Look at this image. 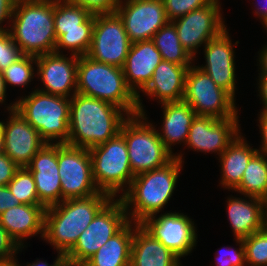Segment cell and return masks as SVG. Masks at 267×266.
<instances>
[{"instance_id": "22", "label": "cell", "mask_w": 267, "mask_h": 266, "mask_svg": "<svg viewBox=\"0 0 267 266\" xmlns=\"http://www.w3.org/2000/svg\"><path fill=\"white\" fill-rule=\"evenodd\" d=\"M162 60L152 40L131 43L122 69L127 85L137 95L139 114H147L140 99V92L151 81L155 68Z\"/></svg>"}, {"instance_id": "39", "label": "cell", "mask_w": 267, "mask_h": 266, "mask_svg": "<svg viewBox=\"0 0 267 266\" xmlns=\"http://www.w3.org/2000/svg\"><path fill=\"white\" fill-rule=\"evenodd\" d=\"M76 5L83 7L90 14L114 13L121 0H70Z\"/></svg>"}, {"instance_id": "28", "label": "cell", "mask_w": 267, "mask_h": 266, "mask_svg": "<svg viewBox=\"0 0 267 266\" xmlns=\"http://www.w3.org/2000/svg\"><path fill=\"white\" fill-rule=\"evenodd\" d=\"M240 132L219 156L221 167L220 185L232 192L240 185L245 168L252 156L258 151L252 148Z\"/></svg>"}, {"instance_id": "38", "label": "cell", "mask_w": 267, "mask_h": 266, "mask_svg": "<svg viewBox=\"0 0 267 266\" xmlns=\"http://www.w3.org/2000/svg\"><path fill=\"white\" fill-rule=\"evenodd\" d=\"M22 250V247L15 242L0 224V264L18 260L16 255Z\"/></svg>"}, {"instance_id": "6", "label": "cell", "mask_w": 267, "mask_h": 266, "mask_svg": "<svg viewBox=\"0 0 267 266\" xmlns=\"http://www.w3.org/2000/svg\"><path fill=\"white\" fill-rule=\"evenodd\" d=\"M18 99L15 110L39 132L46 143H68L70 98L34 89L29 95Z\"/></svg>"}, {"instance_id": "16", "label": "cell", "mask_w": 267, "mask_h": 266, "mask_svg": "<svg viewBox=\"0 0 267 266\" xmlns=\"http://www.w3.org/2000/svg\"><path fill=\"white\" fill-rule=\"evenodd\" d=\"M131 43L152 40L169 21L162 0H121L115 11Z\"/></svg>"}, {"instance_id": "41", "label": "cell", "mask_w": 267, "mask_h": 266, "mask_svg": "<svg viewBox=\"0 0 267 266\" xmlns=\"http://www.w3.org/2000/svg\"><path fill=\"white\" fill-rule=\"evenodd\" d=\"M15 2L16 0H0V33L9 30V28L3 26L2 23L8 19L7 24L10 25Z\"/></svg>"}, {"instance_id": "17", "label": "cell", "mask_w": 267, "mask_h": 266, "mask_svg": "<svg viewBox=\"0 0 267 266\" xmlns=\"http://www.w3.org/2000/svg\"><path fill=\"white\" fill-rule=\"evenodd\" d=\"M238 118L196 116L191 123L185 146L193 151L217 153L220 156L241 132Z\"/></svg>"}, {"instance_id": "47", "label": "cell", "mask_w": 267, "mask_h": 266, "mask_svg": "<svg viewBox=\"0 0 267 266\" xmlns=\"http://www.w3.org/2000/svg\"><path fill=\"white\" fill-rule=\"evenodd\" d=\"M263 3L264 4H261V5H260V3H257V5H255V8H254L255 12H253V13H255L254 15L258 16L257 18L260 19V22L262 25L265 22H267V0H263Z\"/></svg>"}, {"instance_id": "3", "label": "cell", "mask_w": 267, "mask_h": 266, "mask_svg": "<svg viewBox=\"0 0 267 266\" xmlns=\"http://www.w3.org/2000/svg\"><path fill=\"white\" fill-rule=\"evenodd\" d=\"M184 163L174 157L165 166L136 175L129 189L119 197L129 221L140 224L164 210L171 200Z\"/></svg>"}, {"instance_id": "24", "label": "cell", "mask_w": 267, "mask_h": 266, "mask_svg": "<svg viewBox=\"0 0 267 266\" xmlns=\"http://www.w3.org/2000/svg\"><path fill=\"white\" fill-rule=\"evenodd\" d=\"M192 65H179L162 60L155 68L148 85L142 90L146 96L165 102L183 100L188 68Z\"/></svg>"}, {"instance_id": "7", "label": "cell", "mask_w": 267, "mask_h": 266, "mask_svg": "<svg viewBox=\"0 0 267 266\" xmlns=\"http://www.w3.org/2000/svg\"><path fill=\"white\" fill-rule=\"evenodd\" d=\"M155 127L146 114L139 113L128 116L122 124L120 133L127 144L134 176L161 168L174 158L165 148Z\"/></svg>"}, {"instance_id": "13", "label": "cell", "mask_w": 267, "mask_h": 266, "mask_svg": "<svg viewBox=\"0 0 267 266\" xmlns=\"http://www.w3.org/2000/svg\"><path fill=\"white\" fill-rule=\"evenodd\" d=\"M221 5L220 0H212L205 7L172 21L182 46L194 59L199 47H204L227 28Z\"/></svg>"}, {"instance_id": "34", "label": "cell", "mask_w": 267, "mask_h": 266, "mask_svg": "<svg viewBox=\"0 0 267 266\" xmlns=\"http://www.w3.org/2000/svg\"><path fill=\"white\" fill-rule=\"evenodd\" d=\"M246 266H267V226L243 238Z\"/></svg>"}, {"instance_id": "26", "label": "cell", "mask_w": 267, "mask_h": 266, "mask_svg": "<svg viewBox=\"0 0 267 266\" xmlns=\"http://www.w3.org/2000/svg\"><path fill=\"white\" fill-rule=\"evenodd\" d=\"M180 258L140 224L134 228L130 266H178Z\"/></svg>"}, {"instance_id": "29", "label": "cell", "mask_w": 267, "mask_h": 266, "mask_svg": "<svg viewBox=\"0 0 267 266\" xmlns=\"http://www.w3.org/2000/svg\"><path fill=\"white\" fill-rule=\"evenodd\" d=\"M137 223L129 221L85 263V266H130L131 245Z\"/></svg>"}, {"instance_id": "21", "label": "cell", "mask_w": 267, "mask_h": 266, "mask_svg": "<svg viewBox=\"0 0 267 266\" xmlns=\"http://www.w3.org/2000/svg\"><path fill=\"white\" fill-rule=\"evenodd\" d=\"M26 167L34 178L38 199L46 208L62 202L58 143H45Z\"/></svg>"}, {"instance_id": "45", "label": "cell", "mask_w": 267, "mask_h": 266, "mask_svg": "<svg viewBox=\"0 0 267 266\" xmlns=\"http://www.w3.org/2000/svg\"><path fill=\"white\" fill-rule=\"evenodd\" d=\"M26 266H68V264L66 263L64 256L58 253L57 258H55V261L51 265L47 263L46 260L41 261L37 259L35 262L32 263L27 262Z\"/></svg>"}, {"instance_id": "36", "label": "cell", "mask_w": 267, "mask_h": 266, "mask_svg": "<svg viewBox=\"0 0 267 266\" xmlns=\"http://www.w3.org/2000/svg\"><path fill=\"white\" fill-rule=\"evenodd\" d=\"M22 52L14 42L9 31L0 33V72H3L9 65L17 61Z\"/></svg>"}, {"instance_id": "44", "label": "cell", "mask_w": 267, "mask_h": 266, "mask_svg": "<svg viewBox=\"0 0 267 266\" xmlns=\"http://www.w3.org/2000/svg\"><path fill=\"white\" fill-rule=\"evenodd\" d=\"M257 82L258 86V92L259 94L257 96L260 97V100L262 101V109L261 111L267 112V75H259Z\"/></svg>"}, {"instance_id": "31", "label": "cell", "mask_w": 267, "mask_h": 266, "mask_svg": "<svg viewBox=\"0 0 267 266\" xmlns=\"http://www.w3.org/2000/svg\"><path fill=\"white\" fill-rule=\"evenodd\" d=\"M267 190V156L257 151L245 168L237 194L260 198Z\"/></svg>"}, {"instance_id": "20", "label": "cell", "mask_w": 267, "mask_h": 266, "mask_svg": "<svg viewBox=\"0 0 267 266\" xmlns=\"http://www.w3.org/2000/svg\"><path fill=\"white\" fill-rule=\"evenodd\" d=\"M231 40L228 28L211 39L203 48L206 64L198 67L235 98L237 81L234 46H238L239 41L232 43Z\"/></svg>"}, {"instance_id": "33", "label": "cell", "mask_w": 267, "mask_h": 266, "mask_svg": "<svg viewBox=\"0 0 267 266\" xmlns=\"http://www.w3.org/2000/svg\"><path fill=\"white\" fill-rule=\"evenodd\" d=\"M36 66V57L31 55H22L17 61L9 65L2 73L6 88L8 85L14 87H27L35 78L34 68Z\"/></svg>"}, {"instance_id": "27", "label": "cell", "mask_w": 267, "mask_h": 266, "mask_svg": "<svg viewBox=\"0 0 267 266\" xmlns=\"http://www.w3.org/2000/svg\"><path fill=\"white\" fill-rule=\"evenodd\" d=\"M245 197V198H244ZM227 198V216L234 238L243 239L265 227L260 198L244 196ZM248 199V200H247Z\"/></svg>"}, {"instance_id": "48", "label": "cell", "mask_w": 267, "mask_h": 266, "mask_svg": "<svg viewBox=\"0 0 267 266\" xmlns=\"http://www.w3.org/2000/svg\"><path fill=\"white\" fill-rule=\"evenodd\" d=\"M260 201H261L262 219L264 221L265 226H267V190L260 197Z\"/></svg>"}, {"instance_id": "15", "label": "cell", "mask_w": 267, "mask_h": 266, "mask_svg": "<svg viewBox=\"0 0 267 266\" xmlns=\"http://www.w3.org/2000/svg\"><path fill=\"white\" fill-rule=\"evenodd\" d=\"M146 218L140 225L180 259L192 253L197 244V227L186 214L165 212Z\"/></svg>"}, {"instance_id": "14", "label": "cell", "mask_w": 267, "mask_h": 266, "mask_svg": "<svg viewBox=\"0 0 267 266\" xmlns=\"http://www.w3.org/2000/svg\"><path fill=\"white\" fill-rule=\"evenodd\" d=\"M131 42L119 15H95L92 42L87 56L119 68L124 66Z\"/></svg>"}, {"instance_id": "10", "label": "cell", "mask_w": 267, "mask_h": 266, "mask_svg": "<svg viewBox=\"0 0 267 266\" xmlns=\"http://www.w3.org/2000/svg\"><path fill=\"white\" fill-rule=\"evenodd\" d=\"M235 99L198 66L193 64L188 68L183 101L190 105L196 116L239 117Z\"/></svg>"}, {"instance_id": "1", "label": "cell", "mask_w": 267, "mask_h": 266, "mask_svg": "<svg viewBox=\"0 0 267 266\" xmlns=\"http://www.w3.org/2000/svg\"><path fill=\"white\" fill-rule=\"evenodd\" d=\"M128 116L111 103L76 93L70 98L67 144L90 149L105 143L120 133Z\"/></svg>"}, {"instance_id": "19", "label": "cell", "mask_w": 267, "mask_h": 266, "mask_svg": "<svg viewBox=\"0 0 267 266\" xmlns=\"http://www.w3.org/2000/svg\"><path fill=\"white\" fill-rule=\"evenodd\" d=\"M63 53H47L36 57V75L43 83V88L37 90L71 98L77 93V55Z\"/></svg>"}, {"instance_id": "52", "label": "cell", "mask_w": 267, "mask_h": 266, "mask_svg": "<svg viewBox=\"0 0 267 266\" xmlns=\"http://www.w3.org/2000/svg\"><path fill=\"white\" fill-rule=\"evenodd\" d=\"M263 27L265 28V30H266V32H267V22H265V23L263 24Z\"/></svg>"}, {"instance_id": "46", "label": "cell", "mask_w": 267, "mask_h": 266, "mask_svg": "<svg viewBox=\"0 0 267 266\" xmlns=\"http://www.w3.org/2000/svg\"><path fill=\"white\" fill-rule=\"evenodd\" d=\"M258 62L260 73L258 75H267V44L258 52Z\"/></svg>"}, {"instance_id": "12", "label": "cell", "mask_w": 267, "mask_h": 266, "mask_svg": "<svg viewBox=\"0 0 267 266\" xmlns=\"http://www.w3.org/2000/svg\"><path fill=\"white\" fill-rule=\"evenodd\" d=\"M58 169L62 201L100 192L93 179L89 149L58 143Z\"/></svg>"}, {"instance_id": "4", "label": "cell", "mask_w": 267, "mask_h": 266, "mask_svg": "<svg viewBox=\"0 0 267 266\" xmlns=\"http://www.w3.org/2000/svg\"><path fill=\"white\" fill-rule=\"evenodd\" d=\"M9 33L22 54L40 56L55 51L54 0H16Z\"/></svg>"}, {"instance_id": "2", "label": "cell", "mask_w": 267, "mask_h": 266, "mask_svg": "<svg viewBox=\"0 0 267 266\" xmlns=\"http://www.w3.org/2000/svg\"><path fill=\"white\" fill-rule=\"evenodd\" d=\"M112 199L99 192L90 197L68 199L46 208L43 239L65 256L96 214Z\"/></svg>"}, {"instance_id": "25", "label": "cell", "mask_w": 267, "mask_h": 266, "mask_svg": "<svg viewBox=\"0 0 267 266\" xmlns=\"http://www.w3.org/2000/svg\"><path fill=\"white\" fill-rule=\"evenodd\" d=\"M163 108V124H161V131H158L159 137L163 142L165 148L176 158L183 163V154L181 152L173 153V148L176 144H186L189 129L196 113L186 102H165L162 103ZM181 153V154H180Z\"/></svg>"}, {"instance_id": "8", "label": "cell", "mask_w": 267, "mask_h": 266, "mask_svg": "<svg viewBox=\"0 0 267 266\" xmlns=\"http://www.w3.org/2000/svg\"><path fill=\"white\" fill-rule=\"evenodd\" d=\"M89 152L96 187L112 198L121 197L135 177L131 170L124 136L119 133L105 143L90 148Z\"/></svg>"}, {"instance_id": "5", "label": "cell", "mask_w": 267, "mask_h": 266, "mask_svg": "<svg viewBox=\"0 0 267 266\" xmlns=\"http://www.w3.org/2000/svg\"><path fill=\"white\" fill-rule=\"evenodd\" d=\"M76 79L77 93L111 103L129 116L139 113L137 95L127 85L122 68L79 56Z\"/></svg>"}, {"instance_id": "35", "label": "cell", "mask_w": 267, "mask_h": 266, "mask_svg": "<svg viewBox=\"0 0 267 266\" xmlns=\"http://www.w3.org/2000/svg\"><path fill=\"white\" fill-rule=\"evenodd\" d=\"M169 22L183 17L189 12L205 7L212 0H162Z\"/></svg>"}, {"instance_id": "11", "label": "cell", "mask_w": 267, "mask_h": 266, "mask_svg": "<svg viewBox=\"0 0 267 266\" xmlns=\"http://www.w3.org/2000/svg\"><path fill=\"white\" fill-rule=\"evenodd\" d=\"M95 23V15L70 0H54L55 51L69 50L77 56L87 55ZM63 48V49H62Z\"/></svg>"}, {"instance_id": "50", "label": "cell", "mask_w": 267, "mask_h": 266, "mask_svg": "<svg viewBox=\"0 0 267 266\" xmlns=\"http://www.w3.org/2000/svg\"><path fill=\"white\" fill-rule=\"evenodd\" d=\"M2 121H0V153L4 151Z\"/></svg>"}, {"instance_id": "18", "label": "cell", "mask_w": 267, "mask_h": 266, "mask_svg": "<svg viewBox=\"0 0 267 266\" xmlns=\"http://www.w3.org/2000/svg\"><path fill=\"white\" fill-rule=\"evenodd\" d=\"M6 106L9 117L2 120L4 153L19 167H26L46 143L39 132L15 110L16 102Z\"/></svg>"}, {"instance_id": "30", "label": "cell", "mask_w": 267, "mask_h": 266, "mask_svg": "<svg viewBox=\"0 0 267 266\" xmlns=\"http://www.w3.org/2000/svg\"><path fill=\"white\" fill-rule=\"evenodd\" d=\"M152 41L160 52L164 61L179 65L195 64L194 58L182 46L177 35L176 28L172 22L161 27L153 36Z\"/></svg>"}, {"instance_id": "23", "label": "cell", "mask_w": 267, "mask_h": 266, "mask_svg": "<svg viewBox=\"0 0 267 266\" xmlns=\"http://www.w3.org/2000/svg\"><path fill=\"white\" fill-rule=\"evenodd\" d=\"M46 207L19 204L0 214V224L22 248L25 239L40 235L43 240Z\"/></svg>"}, {"instance_id": "42", "label": "cell", "mask_w": 267, "mask_h": 266, "mask_svg": "<svg viewBox=\"0 0 267 266\" xmlns=\"http://www.w3.org/2000/svg\"><path fill=\"white\" fill-rule=\"evenodd\" d=\"M21 204L12 194L8 186H0V214L7 209Z\"/></svg>"}, {"instance_id": "43", "label": "cell", "mask_w": 267, "mask_h": 266, "mask_svg": "<svg viewBox=\"0 0 267 266\" xmlns=\"http://www.w3.org/2000/svg\"><path fill=\"white\" fill-rule=\"evenodd\" d=\"M260 114H258V118L257 119L259 122L258 126H259V132L262 136H260L262 138L261 140V144L260 147L258 149V151L264 153L267 156V112L265 111H260Z\"/></svg>"}, {"instance_id": "49", "label": "cell", "mask_w": 267, "mask_h": 266, "mask_svg": "<svg viewBox=\"0 0 267 266\" xmlns=\"http://www.w3.org/2000/svg\"><path fill=\"white\" fill-rule=\"evenodd\" d=\"M6 92H7V88L5 85V80L3 77V73L0 72V104L2 105L3 103H5L6 101Z\"/></svg>"}, {"instance_id": "9", "label": "cell", "mask_w": 267, "mask_h": 266, "mask_svg": "<svg viewBox=\"0 0 267 266\" xmlns=\"http://www.w3.org/2000/svg\"><path fill=\"white\" fill-rule=\"evenodd\" d=\"M128 222L123 201L120 198H112L96 214L73 248L64 256L68 266L83 265Z\"/></svg>"}, {"instance_id": "51", "label": "cell", "mask_w": 267, "mask_h": 266, "mask_svg": "<svg viewBox=\"0 0 267 266\" xmlns=\"http://www.w3.org/2000/svg\"><path fill=\"white\" fill-rule=\"evenodd\" d=\"M18 263H19L18 260H16V261H11L5 264H0V266H21V264H18Z\"/></svg>"}, {"instance_id": "37", "label": "cell", "mask_w": 267, "mask_h": 266, "mask_svg": "<svg viewBox=\"0 0 267 266\" xmlns=\"http://www.w3.org/2000/svg\"><path fill=\"white\" fill-rule=\"evenodd\" d=\"M234 239L237 243L236 246L239 244V248L227 246V248L225 247L226 251L220 249L219 254L215 255L216 266H246L243 239Z\"/></svg>"}, {"instance_id": "32", "label": "cell", "mask_w": 267, "mask_h": 266, "mask_svg": "<svg viewBox=\"0 0 267 266\" xmlns=\"http://www.w3.org/2000/svg\"><path fill=\"white\" fill-rule=\"evenodd\" d=\"M7 186L21 204L43 205L38 199L34 178L27 167H19Z\"/></svg>"}, {"instance_id": "40", "label": "cell", "mask_w": 267, "mask_h": 266, "mask_svg": "<svg viewBox=\"0 0 267 266\" xmlns=\"http://www.w3.org/2000/svg\"><path fill=\"white\" fill-rule=\"evenodd\" d=\"M19 168L4 152L0 153V186H7Z\"/></svg>"}]
</instances>
